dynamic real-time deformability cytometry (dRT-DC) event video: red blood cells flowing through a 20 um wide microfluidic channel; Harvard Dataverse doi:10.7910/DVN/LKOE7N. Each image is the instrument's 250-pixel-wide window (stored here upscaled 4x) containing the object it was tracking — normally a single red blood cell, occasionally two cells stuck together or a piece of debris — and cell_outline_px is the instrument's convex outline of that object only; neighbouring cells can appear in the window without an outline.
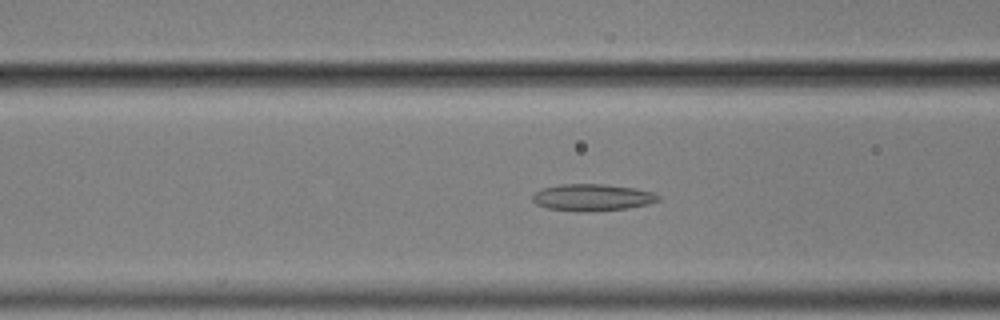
{"species": "common noctule bat (a hibernating species)", "species_latin": "Nyctalus noctula", "temperature_condition": "cold", "stored_images_in_passage": 50, "camera_frame_rate_fps": 3000, "um_per_image_px": 0.085, "animal": {"sex": "male", "body_mass_g": 17.9}, "frame": {"image": 1, "passage_image": 15, "time_ms": 4.667, "image_size_px": [1000, 320], "cell_outline_px": [[660, 200], [648, 204], [628, 208], [588, 212], [576, 212], [548, 208], [536, 204], [532, 200], [532, 196], [540, 188], [560, 184], [608, 184], [636, 188], [652, 192], [660, 196]], "centroid_in_image_um": [50.34, 16.78], "position_along_channel_um": 116.3, "area_um2": 19.94}}
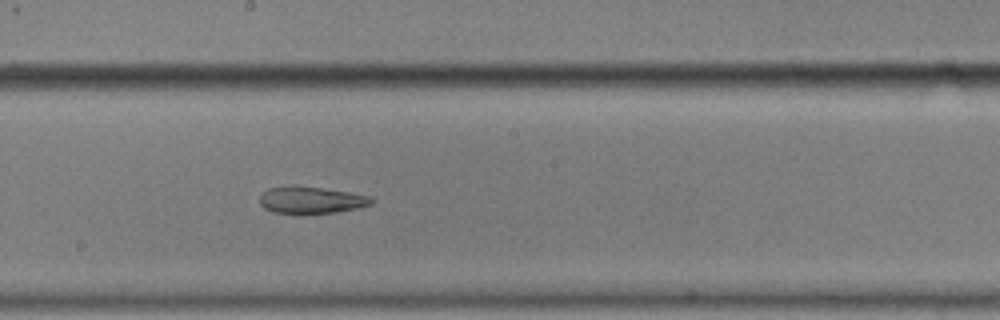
{"frame": {"image": 2, "passage_image": 24, "time_ms": 7.667, "image_size_px": [1000, 320], "cell_outline_px": [[372, 204], [356, 208], [336, 212], [272, 212], [264, 208], [260, 204], [260, 196], [268, 188], [320, 188], [348, 192], [368, 196], [372, 200]], "centroid_in_image_um": [26.45, 17.02], "position_along_channel_um": 221.7, "area_um2": 16.36}}
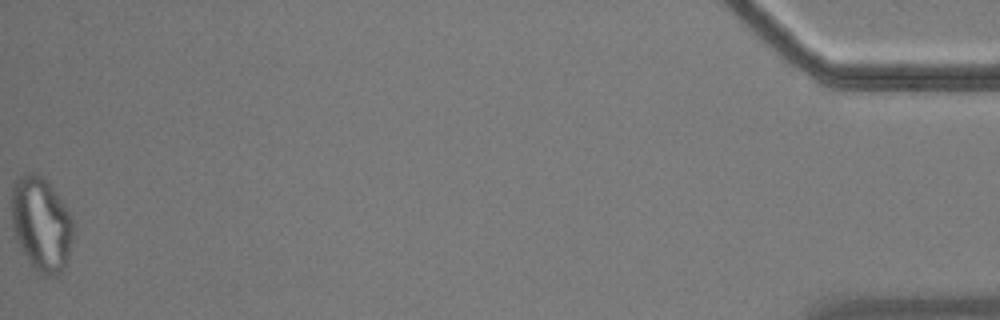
{"frame": {"image": 3, "passage_image": 50, "time_ms": 16.333, "image_size_px": [1000, 320], "cell_outline_px": [[72, 240], [68, 260], [64, 268], [56, 276], [48, 276], [40, 272], [28, 260], [16, 240], [12, 228], [12, 180], [16, 176], [24, 172], [36, 172], [52, 188], [64, 204], [72, 220]], "centroid_in_image_um": [3.48, 19.01], "position_along_channel_um": 431.7, "area_um2": 33.7}, "authors_computed_cell_mechanics": {"area_um2": 20.4034, "velocity_mm_per_s": 3.513, "shape_relaxation_time_tau1_ms": null, "shape_relaxation_time_tau2_ms": 3.7158, "deformation_change_tau1": null, "deformation_change_tau2": 0.1069}}